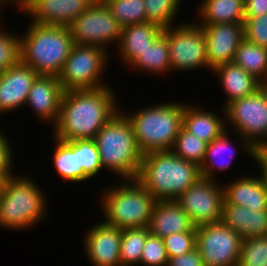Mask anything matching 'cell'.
Listing matches in <instances>:
<instances>
[{
  "mask_svg": "<svg viewBox=\"0 0 267 266\" xmlns=\"http://www.w3.org/2000/svg\"><path fill=\"white\" fill-rule=\"evenodd\" d=\"M111 88L64 91L54 138L63 141L94 139L119 112Z\"/></svg>",
  "mask_w": 267,
  "mask_h": 266,
  "instance_id": "1",
  "label": "cell"
},
{
  "mask_svg": "<svg viewBox=\"0 0 267 266\" xmlns=\"http://www.w3.org/2000/svg\"><path fill=\"white\" fill-rule=\"evenodd\" d=\"M201 177L199 166L170 151L142 155L137 180L156 201L176 200Z\"/></svg>",
  "mask_w": 267,
  "mask_h": 266,
  "instance_id": "2",
  "label": "cell"
},
{
  "mask_svg": "<svg viewBox=\"0 0 267 266\" xmlns=\"http://www.w3.org/2000/svg\"><path fill=\"white\" fill-rule=\"evenodd\" d=\"M20 38L21 61L38 75L58 77L74 45L69 27L31 23Z\"/></svg>",
  "mask_w": 267,
  "mask_h": 266,
  "instance_id": "3",
  "label": "cell"
},
{
  "mask_svg": "<svg viewBox=\"0 0 267 266\" xmlns=\"http://www.w3.org/2000/svg\"><path fill=\"white\" fill-rule=\"evenodd\" d=\"M94 141L103 168L114 171L123 180L137 178L143 154L138 149L126 114H115L97 133Z\"/></svg>",
  "mask_w": 267,
  "mask_h": 266,
  "instance_id": "4",
  "label": "cell"
},
{
  "mask_svg": "<svg viewBox=\"0 0 267 266\" xmlns=\"http://www.w3.org/2000/svg\"><path fill=\"white\" fill-rule=\"evenodd\" d=\"M127 118L142 154L170 151L183 126V104L173 102L146 107Z\"/></svg>",
  "mask_w": 267,
  "mask_h": 266,
  "instance_id": "5",
  "label": "cell"
},
{
  "mask_svg": "<svg viewBox=\"0 0 267 266\" xmlns=\"http://www.w3.org/2000/svg\"><path fill=\"white\" fill-rule=\"evenodd\" d=\"M124 181L104 193V222L121 229L148 227L155 198L137 179Z\"/></svg>",
  "mask_w": 267,
  "mask_h": 266,
  "instance_id": "6",
  "label": "cell"
},
{
  "mask_svg": "<svg viewBox=\"0 0 267 266\" xmlns=\"http://www.w3.org/2000/svg\"><path fill=\"white\" fill-rule=\"evenodd\" d=\"M31 178L13 175L4 181L0 194V226L28 228L47 213L45 197Z\"/></svg>",
  "mask_w": 267,
  "mask_h": 266,
  "instance_id": "7",
  "label": "cell"
},
{
  "mask_svg": "<svg viewBox=\"0 0 267 266\" xmlns=\"http://www.w3.org/2000/svg\"><path fill=\"white\" fill-rule=\"evenodd\" d=\"M224 111L228 122L241 134V144L256 161V149L267 142V84L252 95L231 102Z\"/></svg>",
  "mask_w": 267,
  "mask_h": 266,
  "instance_id": "8",
  "label": "cell"
},
{
  "mask_svg": "<svg viewBox=\"0 0 267 266\" xmlns=\"http://www.w3.org/2000/svg\"><path fill=\"white\" fill-rule=\"evenodd\" d=\"M107 50L74 44L58 76L64 91L106 87L100 79L106 65Z\"/></svg>",
  "mask_w": 267,
  "mask_h": 266,
  "instance_id": "9",
  "label": "cell"
},
{
  "mask_svg": "<svg viewBox=\"0 0 267 266\" xmlns=\"http://www.w3.org/2000/svg\"><path fill=\"white\" fill-rule=\"evenodd\" d=\"M68 27L74 44L102 49L109 42L116 41L119 44L122 31L121 25L104 2H93Z\"/></svg>",
  "mask_w": 267,
  "mask_h": 266,
  "instance_id": "10",
  "label": "cell"
},
{
  "mask_svg": "<svg viewBox=\"0 0 267 266\" xmlns=\"http://www.w3.org/2000/svg\"><path fill=\"white\" fill-rule=\"evenodd\" d=\"M242 240L222 221L196 227V248L204 266H237Z\"/></svg>",
  "mask_w": 267,
  "mask_h": 266,
  "instance_id": "11",
  "label": "cell"
},
{
  "mask_svg": "<svg viewBox=\"0 0 267 266\" xmlns=\"http://www.w3.org/2000/svg\"><path fill=\"white\" fill-rule=\"evenodd\" d=\"M163 33L167 36L171 70L209 67L206 38L200 24L170 26L163 28Z\"/></svg>",
  "mask_w": 267,
  "mask_h": 266,
  "instance_id": "12",
  "label": "cell"
},
{
  "mask_svg": "<svg viewBox=\"0 0 267 266\" xmlns=\"http://www.w3.org/2000/svg\"><path fill=\"white\" fill-rule=\"evenodd\" d=\"M176 201L190 216L195 227L222 220L224 190L216 180L200 177Z\"/></svg>",
  "mask_w": 267,
  "mask_h": 266,
  "instance_id": "13",
  "label": "cell"
},
{
  "mask_svg": "<svg viewBox=\"0 0 267 266\" xmlns=\"http://www.w3.org/2000/svg\"><path fill=\"white\" fill-rule=\"evenodd\" d=\"M207 44L209 68L233 62L235 53L244 39L243 23H217L200 25Z\"/></svg>",
  "mask_w": 267,
  "mask_h": 266,
  "instance_id": "14",
  "label": "cell"
},
{
  "mask_svg": "<svg viewBox=\"0 0 267 266\" xmlns=\"http://www.w3.org/2000/svg\"><path fill=\"white\" fill-rule=\"evenodd\" d=\"M86 234L85 250L94 266H120L121 228L101 221Z\"/></svg>",
  "mask_w": 267,
  "mask_h": 266,
  "instance_id": "15",
  "label": "cell"
},
{
  "mask_svg": "<svg viewBox=\"0 0 267 266\" xmlns=\"http://www.w3.org/2000/svg\"><path fill=\"white\" fill-rule=\"evenodd\" d=\"M38 76L21 60L0 73V113L25 106L29 91Z\"/></svg>",
  "mask_w": 267,
  "mask_h": 266,
  "instance_id": "16",
  "label": "cell"
},
{
  "mask_svg": "<svg viewBox=\"0 0 267 266\" xmlns=\"http://www.w3.org/2000/svg\"><path fill=\"white\" fill-rule=\"evenodd\" d=\"M93 0H32L24 12L33 16V23L68 27Z\"/></svg>",
  "mask_w": 267,
  "mask_h": 266,
  "instance_id": "17",
  "label": "cell"
},
{
  "mask_svg": "<svg viewBox=\"0 0 267 266\" xmlns=\"http://www.w3.org/2000/svg\"><path fill=\"white\" fill-rule=\"evenodd\" d=\"M64 90L58 77L39 75L29 91L27 102L39 118L56 124ZM55 121V122H54Z\"/></svg>",
  "mask_w": 267,
  "mask_h": 266,
  "instance_id": "18",
  "label": "cell"
},
{
  "mask_svg": "<svg viewBox=\"0 0 267 266\" xmlns=\"http://www.w3.org/2000/svg\"><path fill=\"white\" fill-rule=\"evenodd\" d=\"M148 228L150 234L160 238L183 231H196L190 216L176 200L156 201Z\"/></svg>",
  "mask_w": 267,
  "mask_h": 266,
  "instance_id": "19",
  "label": "cell"
},
{
  "mask_svg": "<svg viewBox=\"0 0 267 266\" xmlns=\"http://www.w3.org/2000/svg\"><path fill=\"white\" fill-rule=\"evenodd\" d=\"M224 190V204L243 206L254 211L267 210V180L243 177L232 182Z\"/></svg>",
  "mask_w": 267,
  "mask_h": 266,
  "instance_id": "20",
  "label": "cell"
},
{
  "mask_svg": "<svg viewBox=\"0 0 267 266\" xmlns=\"http://www.w3.org/2000/svg\"><path fill=\"white\" fill-rule=\"evenodd\" d=\"M221 221L242 239L267 236V210L252 211L243 206L223 203Z\"/></svg>",
  "mask_w": 267,
  "mask_h": 266,
  "instance_id": "21",
  "label": "cell"
},
{
  "mask_svg": "<svg viewBox=\"0 0 267 266\" xmlns=\"http://www.w3.org/2000/svg\"><path fill=\"white\" fill-rule=\"evenodd\" d=\"M163 33V28L151 22L122 28L118 48L121 58L129 66Z\"/></svg>",
  "mask_w": 267,
  "mask_h": 266,
  "instance_id": "22",
  "label": "cell"
},
{
  "mask_svg": "<svg viewBox=\"0 0 267 266\" xmlns=\"http://www.w3.org/2000/svg\"><path fill=\"white\" fill-rule=\"evenodd\" d=\"M214 71L219 75L223 89L228 95L223 108L237 99L252 95L263 86L259 80L234 62L219 65L213 69Z\"/></svg>",
  "mask_w": 267,
  "mask_h": 266,
  "instance_id": "23",
  "label": "cell"
},
{
  "mask_svg": "<svg viewBox=\"0 0 267 266\" xmlns=\"http://www.w3.org/2000/svg\"><path fill=\"white\" fill-rule=\"evenodd\" d=\"M224 123L215 113L183 104L182 127L208 144L227 129Z\"/></svg>",
  "mask_w": 267,
  "mask_h": 266,
  "instance_id": "24",
  "label": "cell"
},
{
  "mask_svg": "<svg viewBox=\"0 0 267 266\" xmlns=\"http://www.w3.org/2000/svg\"><path fill=\"white\" fill-rule=\"evenodd\" d=\"M199 11L203 19L201 25L244 23L245 20L244 0H204Z\"/></svg>",
  "mask_w": 267,
  "mask_h": 266,
  "instance_id": "25",
  "label": "cell"
},
{
  "mask_svg": "<svg viewBox=\"0 0 267 266\" xmlns=\"http://www.w3.org/2000/svg\"><path fill=\"white\" fill-rule=\"evenodd\" d=\"M53 161L61 178L72 182H82L89 179L79 166L78 144L75 141H63L55 138Z\"/></svg>",
  "mask_w": 267,
  "mask_h": 266,
  "instance_id": "26",
  "label": "cell"
},
{
  "mask_svg": "<svg viewBox=\"0 0 267 266\" xmlns=\"http://www.w3.org/2000/svg\"><path fill=\"white\" fill-rule=\"evenodd\" d=\"M233 62L259 80L267 84V49L245 38L238 46ZM266 80V81H265Z\"/></svg>",
  "mask_w": 267,
  "mask_h": 266,
  "instance_id": "27",
  "label": "cell"
},
{
  "mask_svg": "<svg viewBox=\"0 0 267 266\" xmlns=\"http://www.w3.org/2000/svg\"><path fill=\"white\" fill-rule=\"evenodd\" d=\"M131 66L138 70L145 69L144 71H149V73L168 72L171 68L167 36L162 33L150 47L140 54Z\"/></svg>",
  "mask_w": 267,
  "mask_h": 266,
  "instance_id": "28",
  "label": "cell"
},
{
  "mask_svg": "<svg viewBox=\"0 0 267 266\" xmlns=\"http://www.w3.org/2000/svg\"><path fill=\"white\" fill-rule=\"evenodd\" d=\"M149 235L148 227L122 229L120 266L140 264L143 246Z\"/></svg>",
  "mask_w": 267,
  "mask_h": 266,
  "instance_id": "29",
  "label": "cell"
},
{
  "mask_svg": "<svg viewBox=\"0 0 267 266\" xmlns=\"http://www.w3.org/2000/svg\"><path fill=\"white\" fill-rule=\"evenodd\" d=\"M227 135H228L227 131L225 130L218 138L214 139L207 145L205 157L203 159V162L199 166L201 177L213 180L214 175L212 173V170L214 171V169L217 168L223 171V169L226 170L230 166L229 160L224 161L222 159L223 161L219 162L221 160L217 159L220 156V154H223L225 151L228 152L230 149H232L233 153L235 154V149H233L232 146H230L232 145L233 142H230ZM233 153L230 152V157H231V158L229 157L230 160L234 159Z\"/></svg>",
  "mask_w": 267,
  "mask_h": 266,
  "instance_id": "30",
  "label": "cell"
},
{
  "mask_svg": "<svg viewBox=\"0 0 267 266\" xmlns=\"http://www.w3.org/2000/svg\"><path fill=\"white\" fill-rule=\"evenodd\" d=\"M121 27L146 23L144 0H104Z\"/></svg>",
  "mask_w": 267,
  "mask_h": 266,
  "instance_id": "31",
  "label": "cell"
},
{
  "mask_svg": "<svg viewBox=\"0 0 267 266\" xmlns=\"http://www.w3.org/2000/svg\"><path fill=\"white\" fill-rule=\"evenodd\" d=\"M207 145V142L199 139L182 127L175 139V143L171 151L177 157L191 161L200 166L205 157Z\"/></svg>",
  "mask_w": 267,
  "mask_h": 266,
  "instance_id": "32",
  "label": "cell"
},
{
  "mask_svg": "<svg viewBox=\"0 0 267 266\" xmlns=\"http://www.w3.org/2000/svg\"><path fill=\"white\" fill-rule=\"evenodd\" d=\"M181 0H144L146 21L162 28L172 26Z\"/></svg>",
  "mask_w": 267,
  "mask_h": 266,
  "instance_id": "33",
  "label": "cell"
},
{
  "mask_svg": "<svg viewBox=\"0 0 267 266\" xmlns=\"http://www.w3.org/2000/svg\"><path fill=\"white\" fill-rule=\"evenodd\" d=\"M237 266H267V236L243 239Z\"/></svg>",
  "mask_w": 267,
  "mask_h": 266,
  "instance_id": "34",
  "label": "cell"
},
{
  "mask_svg": "<svg viewBox=\"0 0 267 266\" xmlns=\"http://www.w3.org/2000/svg\"><path fill=\"white\" fill-rule=\"evenodd\" d=\"M78 144L79 166L90 179L101 171L102 164L94 139L74 140Z\"/></svg>",
  "mask_w": 267,
  "mask_h": 266,
  "instance_id": "35",
  "label": "cell"
},
{
  "mask_svg": "<svg viewBox=\"0 0 267 266\" xmlns=\"http://www.w3.org/2000/svg\"><path fill=\"white\" fill-rule=\"evenodd\" d=\"M20 60V38L15 34L0 30V73L17 64Z\"/></svg>",
  "mask_w": 267,
  "mask_h": 266,
  "instance_id": "36",
  "label": "cell"
},
{
  "mask_svg": "<svg viewBox=\"0 0 267 266\" xmlns=\"http://www.w3.org/2000/svg\"><path fill=\"white\" fill-rule=\"evenodd\" d=\"M168 259L163 238L150 234L143 246L140 263L146 266H167Z\"/></svg>",
  "mask_w": 267,
  "mask_h": 266,
  "instance_id": "37",
  "label": "cell"
},
{
  "mask_svg": "<svg viewBox=\"0 0 267 266\" xmlns=\"http://www.w3.org/2000/svg\"><path fill=\"white\" fill-rule=\"evenodd\" d=\"M168 257L186 254L196 248V231H183L163 238Z\"/></svg>",
  "mask_w": 267,
  "mask_h": 266,
  "instance_id": "38",
  "label": "cell"
},
{
  "mask_svg": "<svg viewBox=\"0 0 267 266\" xmlns=\"http://www.w3.org/2000/svg\"><path fill=\"white\" fill-rule=\"evenodd\" d=\"M244 38L267 49V14L260 17H245Z\"/></svg>",
  "mask_w": 267,
  "mask_h": 266,
  "instance_id": "39",
  "label": "cell"
},
{
  "mask_svg": "<svg viewBox=\"0 0 267 266\" xmlns=\"http://www.w3.org/2000/svg\"><path fill=\"white\" fill-rule=\"evenodd\" d=\"M3 133H0V176L5 180L13 176L12 174V150L10 148L9 141Z\"/></svg>",
  "mask_w": 267,
  "mask_h": 266,
  "instance_id": "40",
  "label": "cell"
},
{
  "mask_svg": "<svg viewBox=\"0 0 267 266\" xmlns=\"http://www.w3.org/2000/svg\"><path fill=\"white\" fill-rule=\"evenodd\" d=\"M167 266H204V262L201 254L197 248H195L186 254L170 257Z\"/></svg>",
  "mask_w": 267,
  "mask_h": 266,
  "instance_id": "41",
  "label": "cell"
},
{
  "mask_svg": "<svg viewBox=\"0 0 267 266\" xmlns=\"http://www.w3.org/2000/svg\"><path fill=\"white\" fill-rule=\"evenodd\" d=\"M245 17H260L267 14V0H244Z\"/></svg>",
  "mask_w": 267,
  "mask_h": 266,
  "instance_id": "42",
  "label": "cell"
},
{
  "mask_svg": "<svg viewBox=\"0 0 267 266\" xmlns=\"http://www.w3.org/2000/svg\"><path fill=\"white\" fill-rule=\"evenodd\" d=\"M256 161L261 167V174L267 180V142L256 149Z\"/></svg>",
  "mask_w": 267,
  "mask_h": 266,
  "instance_id": "43",
  "label": "cell"
},
{
  "mask_svg": "<svg viewBox=\"0 0 267 266\" xmlns=\"http://www.w3.org/2000/svg\"><path fill=\"white\" fill-rule=\"evenodd\" d=\"M5 1H10V0H0V5L2 6ZM15 2L17 5H19V9L21 8L22 11L24 8L32 1V0H11V3Z\"/></svg>",
  "mask_w": 267,
  "mask_h": 266,
  "instance_id": "44",
  "label": "cell"
},
{
  "mask_svg": "<svg viewBox=\"0 0 267 266\" xmlns=\"http://www.w3.org/2000/svg\"><path fill=\"white\" fill-rule=\"evenodd\" d=\"M4 181H5V179L2 176H0V194H1V191H2V187L4 185Z\"/></svg>",
  "mask_w": 267,
  "mask_h": 266,
  "instance_id": "45",
  "label": "cell"
},
{
  "mask_svg": "<svg viewBox=\"0 0 267 266\" xmlns=\"http://www.w3.org/2000/svg\"><path fill=\"white\" fill-rule=\"evenodd\" d=\"M94 2H103L104 0H93Z\"/></svg>",
  "mask_w": 267,
  "mask_h": 266,
  "instance_id": "46",
  "label": "cell"
}]
</instances>
